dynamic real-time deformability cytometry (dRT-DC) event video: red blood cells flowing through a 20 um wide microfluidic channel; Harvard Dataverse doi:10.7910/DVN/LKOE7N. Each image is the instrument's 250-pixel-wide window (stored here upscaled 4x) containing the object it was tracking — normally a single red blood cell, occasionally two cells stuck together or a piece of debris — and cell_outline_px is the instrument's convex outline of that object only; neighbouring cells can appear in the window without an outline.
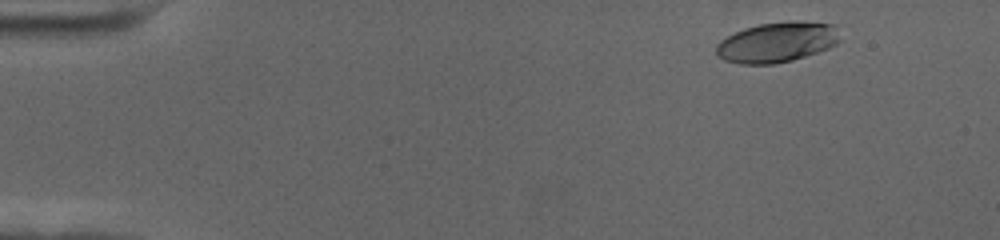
{"species": "human", "species_latin": "Homo sapiens", "temperature_condition": "cold", "stored_images_in_passage": 57, "camera_frame_rate_fps": 3000, "um_per_image_px": 0.085, "donor": {"sex": "female"}, "frame": {"image": 1, "passage_image": 4, "time_ms": 1.0, "image_size_px": [1000, 240], "cell_outline_px": [[840, 40], [836, 44], [828, 48], [792, 60], [772, 64], [740, 64], [724, 60], [716, 52], [716, 44], [720, 40], [744, 28], [760, 24], [788, 20], [796, 20], [836, 24]], "centroid_in_image_um": [66.07, 3.57], "position_along_channel_um": 18.9, "area_um2": 29.07}}
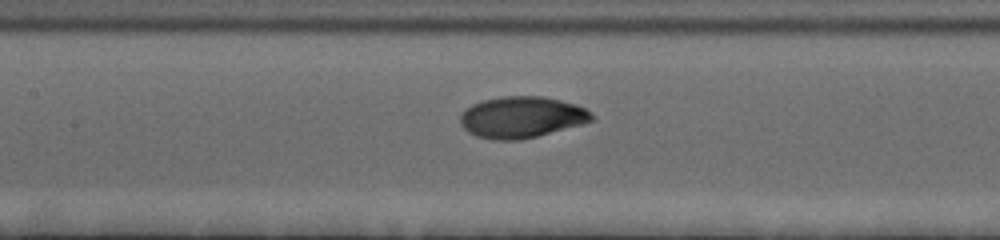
{"frame": {"image": 2, "passage_image": 26, "time_ms": 8.333, "image_size_px": [1000, 240], "cell_outline_px": [[596, 120], [536, 136], [516, 140], [496, 140], [476, 136], [468, 132], [460, 124], [460, 116], [472, 104], [484, 100], [504, 96], [544, 96], [576, 104], [592, 112], [596, 116]], "centroid_in_image_um": [44.37, 9.95], "position_along_channel_um": 163.0, "area_um2": 31.56}}
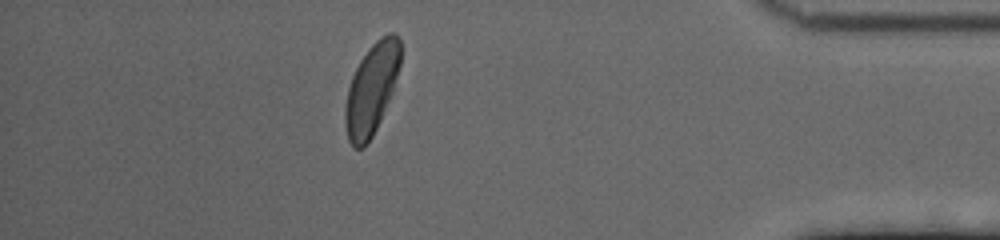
{"frame": {"image": 3, "passage_image": 50, "time_ms": 16.333, "image_size_px": [1000, 240], "cell_outline_px": [[400, 64], [392, 92], [380, 120], [372, 136], [364, 148], [352, 148], [348, 140], [344, 120], [344, 108], [348, 88], [352, 76], [360, 60], [368, 48], [380, 36], [388, 32], [392, 32], [400, 40]], "centroid_in_image_um": [31.56, 7.57], "position_along_channel_um": 403.6, "area_um2": 29.19}, "authors_computed_cell_mechanics": {"area_um2": 30.4028, "velocity_mm_per_s": 3.4636, "shape_relaxation_time_tau1_ms": 3.4401, "shape_relaxation_time_tau2_ms": null, "deformation_change_tau1": 0.1569, "deformation_change_tau2": null}}